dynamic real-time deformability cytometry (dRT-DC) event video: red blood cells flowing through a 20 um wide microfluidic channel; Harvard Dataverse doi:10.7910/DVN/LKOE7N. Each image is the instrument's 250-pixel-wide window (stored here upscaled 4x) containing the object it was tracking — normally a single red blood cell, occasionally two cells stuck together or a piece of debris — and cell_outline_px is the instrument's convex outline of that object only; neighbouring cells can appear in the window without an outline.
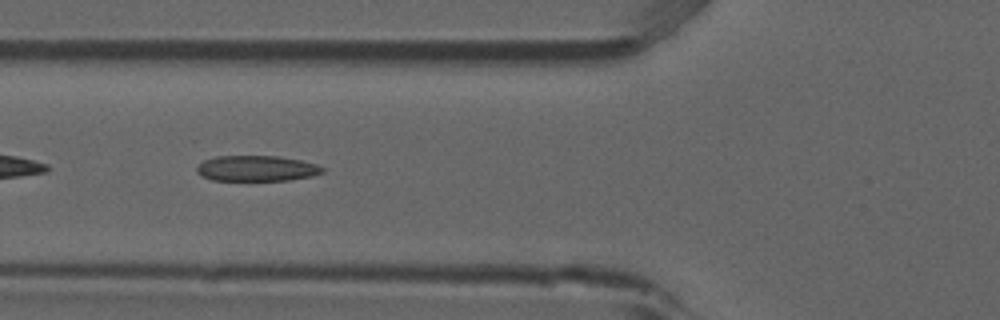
{"species": "common noctule bat (a hibernating species)", "species_latin": "Nyctalus noctula", "temperature_condition": "room temperature", "stored_images_in_passage": 7, "camera_frame_rate_fps": 3000, "um_per_image_px": 0.085, "animal": {"sex": "male", "forearm_length_mm": 52.5}, "frame": {"image": 1, "passage_image": 5, "time_ms": 1.333, "image_size_px": [1000, 320], "cell_outline_px": [[324, 172], [312, 176], [288, 180], [212, 180], [200, 176], [196, 172], [196, 168], [204, 160], [216, 156], [276, 156], [300, 160], [316, 164], [324, 168]], "centroid_in_image_um": [21.79, 14.31], "position_along_channel_um": 104.0, "area_um2": 18.73}}
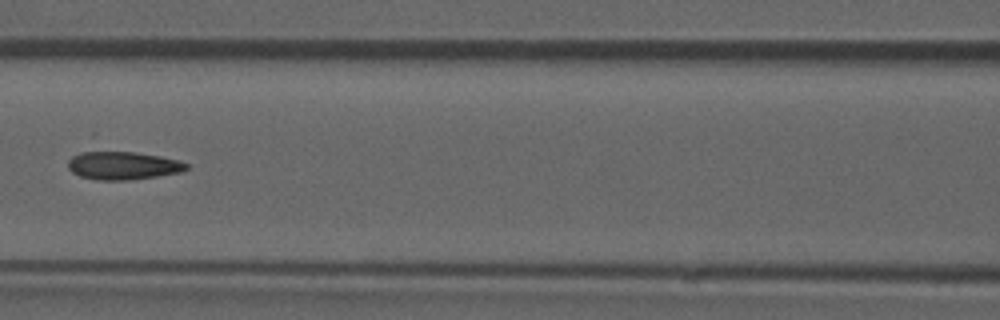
{"frame": {"image": 2, "passage_image": 6, "time_ms": 1.667, "image_size_px": [1000, 320], "cell_outline_px": [[188, 168], [180, 172], [156, 176], [128, 180], [100, 180], [80, 176], [72, 172], [68, 168], [68, 160], [72, 156], [80, 152], [92, 148], [136, 152], [160, 156], [180, 160], [188, 164]], "centroid_in_image_um": [10.38, 14.02], "position_along_channel_um": 156.2, "area_um2": 20.06}}